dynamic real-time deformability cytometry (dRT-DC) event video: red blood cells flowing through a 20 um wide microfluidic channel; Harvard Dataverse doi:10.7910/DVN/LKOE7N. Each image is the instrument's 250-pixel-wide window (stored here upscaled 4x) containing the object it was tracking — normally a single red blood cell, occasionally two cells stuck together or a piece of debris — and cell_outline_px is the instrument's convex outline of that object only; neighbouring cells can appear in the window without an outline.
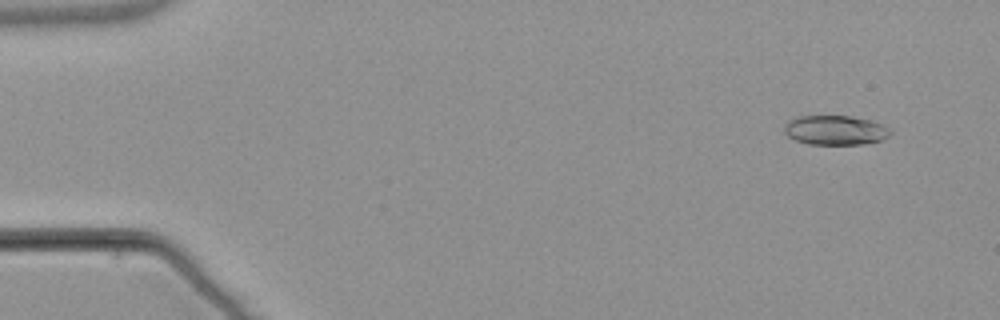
{"species": "common noctule bat (a hibernating species)", "species_latin": "Nyctalus noctula", "temperature_condition": "warm", "stored_images_in_passage": 54, "camera_frame_rate_fps": 3000, "um_per_image_px": 0.085, "animal": {"sex": "male", "body_mass_g": 21.5, "forearm_length_mm": 52.0}, "frame": {"image": 1, "passage_image": 4, "time_ms": 1.0, "image_size_px": [1000, 320], "cell_outline_px": [[892, 132], [888, 136], [880, 140], [864, 144], [808, 144], [796, 140], [788, 136], [784, 132], [784, 128], [788, 120], [800, 116], [848, 116], [868, 120], [892, 128]], "centroid_in_image_um": [71.0, 11.07], "position_along_channel_um": 14.0, "area_um2": 18.09}}
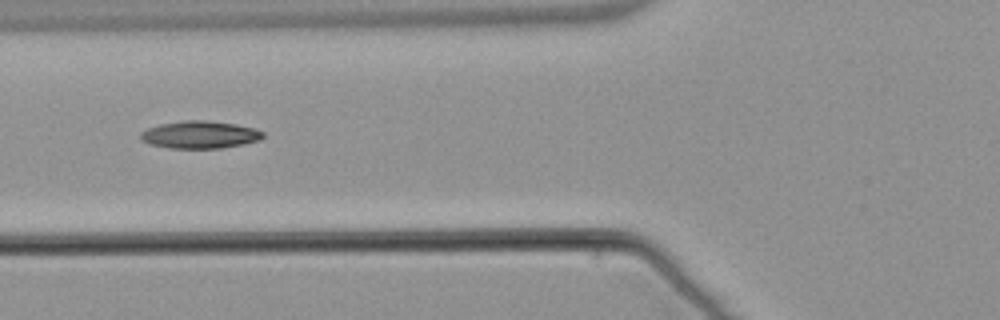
{"frame": {"image": 2, "passage_image": 21, "time_ms": 6.667, "image_size_px": [1000, 320], "cell_outline_px": [[264, 136], [260, 140], [244, 144], [220, 148], [168, 148], [152, 144], [140, 140], [140, 132], [148, 128], [160, 124], [184, 120], [204, 120], [236, 124], [256, 128], [264, 132]], "centroid_in_image_um": [17.01, 11.44], "position_along_channel_um": 108.8, "area_um2": 19.65}}
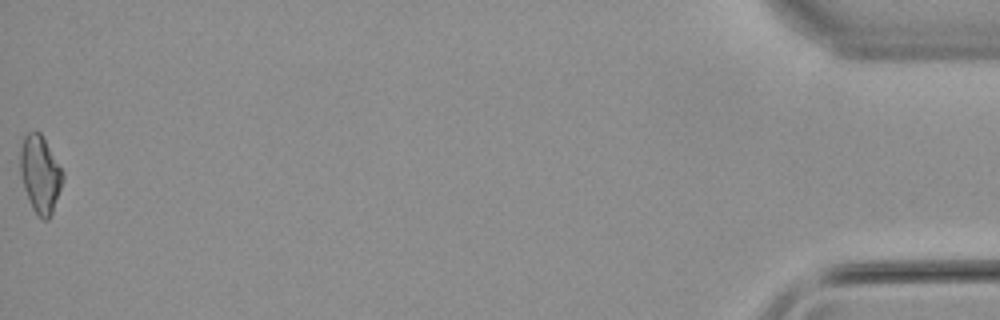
{"frame": {"image": 3, "passage_image": 54, "time_ms": 17.667, "image_size_px": [1000, 320], "cell_outline_px": [[64, 180], [52, 212], [48, 220], [44, 220], [32, 208], [24, 188], [20, 172], [20, 148], [24, 136], [28, 132], [40, 132], [64, 172]], "centroid_in_image_um": [3.42, 14.79], "position_along_channel_um": 431.8, "area_um2": 19.02}, "authors_computed_cell_mechanics": {"area_um2": 18.4382, "velocity_mm_per_s": 3.8458, "shape_relaxation_time_tau1_ms": null, "shape_relaxation_time_tau2_ms": 5.7836, "deformation_change_tau1": null, "deformation_change_tau2": 0.1401}}